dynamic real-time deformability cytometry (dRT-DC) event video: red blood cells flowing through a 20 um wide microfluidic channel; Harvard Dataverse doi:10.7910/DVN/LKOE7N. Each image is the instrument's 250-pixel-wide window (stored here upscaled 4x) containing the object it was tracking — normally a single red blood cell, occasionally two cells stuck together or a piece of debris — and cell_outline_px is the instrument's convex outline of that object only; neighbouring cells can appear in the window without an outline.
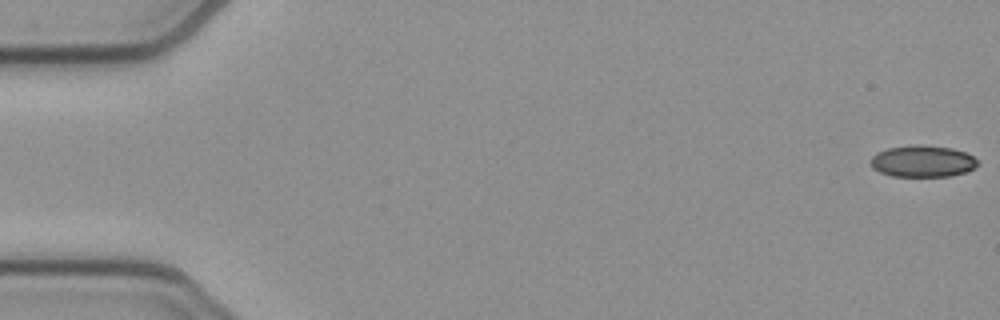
{"species": "common noctule bat (a hibernating species)", "species_latin": "Nyctalus noctula", "temperature_condition": "cold", "stored_images_in_passage": 53, "camera_frame_rate_fps": 3000, "um_per_image_px": 0.085, "animal": {"sex": "female", "body_mass_g": 21.9}, "frame": {"image": 1, "passage_image": 1, "time_ms": 0.0, "image_size_px": [1000, 320], "cell_outline_px": [[980, 164], [976, 168], [968, 172], [948, 176], [892, 176], [880, 172], [872, 168], [868, 160], [876, 152], [888, 148], [916, 144], [920, 144], [952, 148], [964, 152], [972, 156]], "centroid_in_image_um": [78.41, 13.7], "position_along_channel_um": 6.6, "area_um2": 20.0}}
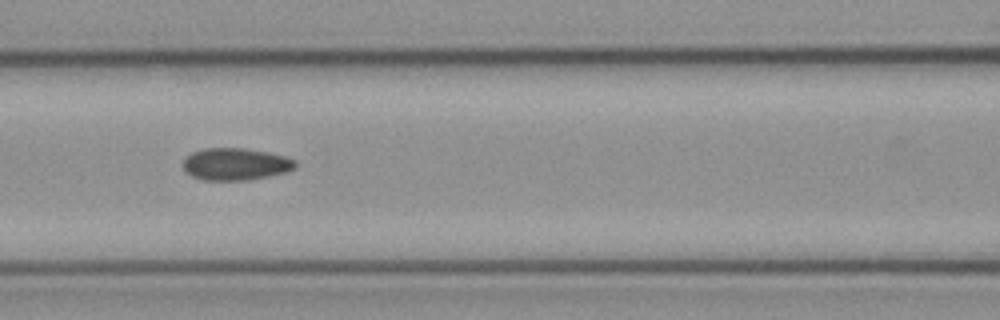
{"frame": {"image": 2, "passage_image": 23, "time_ms": 7.333, "image_size_px": [1000, 320], "cell_outline_px": [[296, 168], [284, 172], [268, 176], [248, 180], [200, 180], [184, 172], [184, 160], [192, 152], [204, 148], [244, 148], [268, 152], [288, 156], [296, 160]], "centroid_in_image_um": [20.03, 13.95], "position_along_channel_um": 146.6, "area_um2": 21.15}}
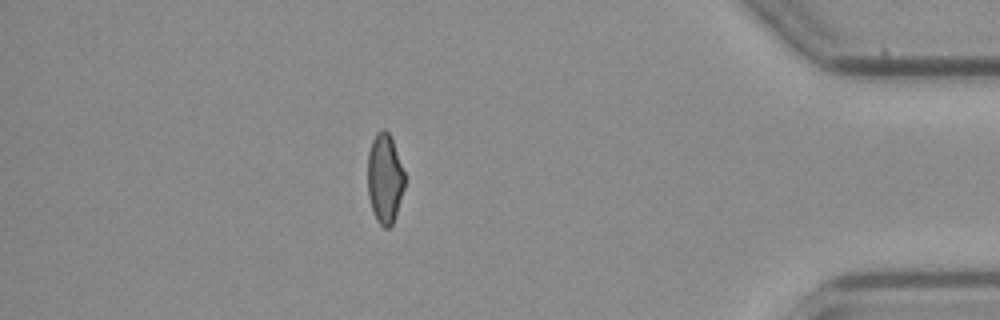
{"frame": {"image": 3, "passage_image": 46, "time_ms": 15.0, "image_size_px": [1000, 320], "cell_outline_px": [[404, 188], [392, 224], [388, 228], [384, 228], [376, 220], [372, 212], [368, 196], [368, 152], [372, 140], [376, 132], [384, 128], [388, 132], [392, 140], [404, 172]], "centroid_in_image_um": [32.68, 15.17], "position_along_channel_um": 402.5, "area_um2": 19.19}, "authors_computed_cell_mechanics": {"area_um2": 20.6924, "velocity_mm_per_s": 3.9186, "shape_relaxation_time_tau1_ms": 7.5964, "shape_relaxation_time_tau2_ms": 2.0797, "deformation_change_tau1": 0.1358, "deformation_change_tau2": 0.0718}}